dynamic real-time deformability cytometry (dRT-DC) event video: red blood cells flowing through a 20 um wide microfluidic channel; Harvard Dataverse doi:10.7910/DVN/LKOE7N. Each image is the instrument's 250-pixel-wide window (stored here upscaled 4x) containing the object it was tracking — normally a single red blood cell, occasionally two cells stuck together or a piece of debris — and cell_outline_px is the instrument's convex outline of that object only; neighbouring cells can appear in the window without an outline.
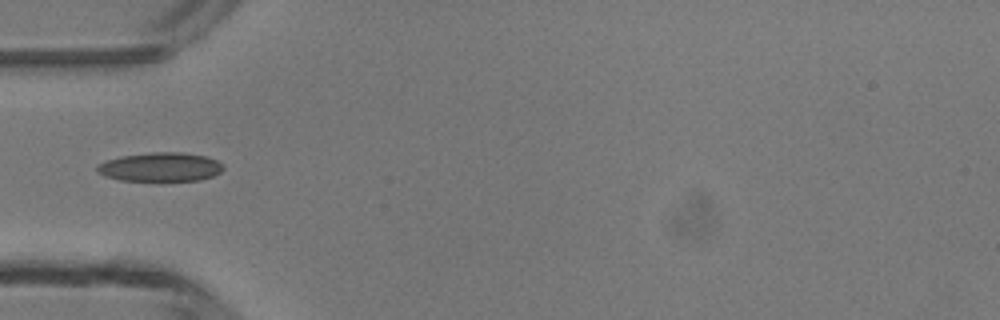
{"species": "common noctule bat (a hibernating species)", "species_latin": "Nyctalus noctula", "temperature_condition": "room temperature", "stored_images_in_passage": 5, "camera_frame_rate_fps": 3000, "um_per_image_px": 0.085, "animal": {"sex": "male", "body_mass_g": 13.3}, "frame": {"image": 1, "passage_image": 4, "time_ms": 3.667, "image_size_px": [1000, 320], "cell_outline_px": [[224, 168], [220, 172], [212, 176], [200, 180], [120, 180], [104, 176], [96, 172], [96, 168], [104, 160], [120, 156], [152, 152], [184, 152], [204, 156], [216, 160]], "centroid_in_image_um": [13.59, 14.18], "position_along_channel_um": 71.4, "area_um2": 21.15}}
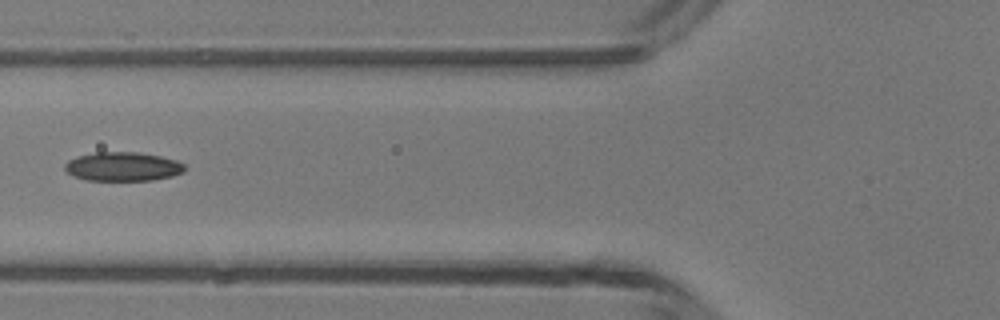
{"frame": {"image": 2, "passage_image": 5, "time_ms": 4.667, "image_size_px": [1000, 320], "cell_outline_px": [[184, 172], [172, 176], [152, 180], [84, 180], [72, 176], [64, 168], [64, 164], [68, 160], [76, 156], [96, 152], [140, 152], [160, 156], [176, 160], [184, 164]], "centroid_in_image_um": [10.41, 14.15], "position_along_channel_um": 115.4, "area_um2": 20.35}}